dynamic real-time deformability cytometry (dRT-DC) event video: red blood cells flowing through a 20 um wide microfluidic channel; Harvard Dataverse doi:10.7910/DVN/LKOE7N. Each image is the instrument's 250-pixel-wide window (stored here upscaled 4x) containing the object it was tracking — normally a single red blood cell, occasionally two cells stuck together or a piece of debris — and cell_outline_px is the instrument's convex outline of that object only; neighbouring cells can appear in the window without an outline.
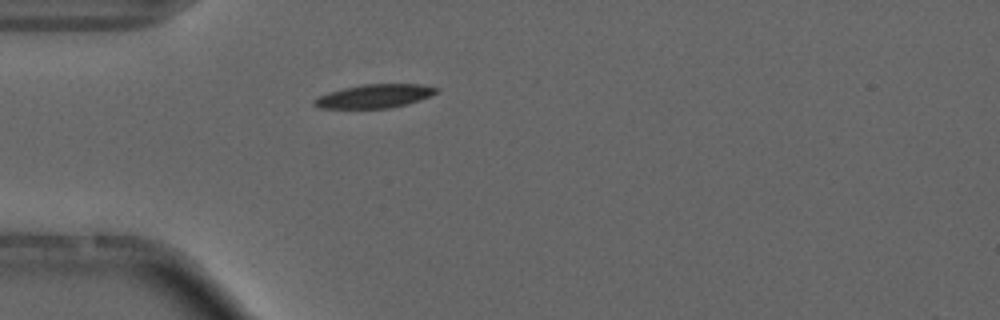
{"species": "common noctule bat (a hibernating species)", "species_latin": "Nyctalus noctula", "temperature_condition": "cold", "stored_images_in_passage": 1, "camera_frame_rate_fps": 3000, "um_per_image_px": 0.085, "animal": {"sex": "male", "forearm_length_mm": 52.5}, "frame": {"image": 1, "passage_image": 1, "time_ms": 0.0, "image_size_px": [1000, 320], "cell_outline_px": [[440, 92], [408, 104], [388, 108], [320, 108], [312, 104], [312, 100], [328, 92], [344, 88], [364, 84], [420, 84], [440, 88]], "centroid_in_image_um": [31.86, 8.17], "position_along_channel_um": 53.1, "area_um2": 16.82}}